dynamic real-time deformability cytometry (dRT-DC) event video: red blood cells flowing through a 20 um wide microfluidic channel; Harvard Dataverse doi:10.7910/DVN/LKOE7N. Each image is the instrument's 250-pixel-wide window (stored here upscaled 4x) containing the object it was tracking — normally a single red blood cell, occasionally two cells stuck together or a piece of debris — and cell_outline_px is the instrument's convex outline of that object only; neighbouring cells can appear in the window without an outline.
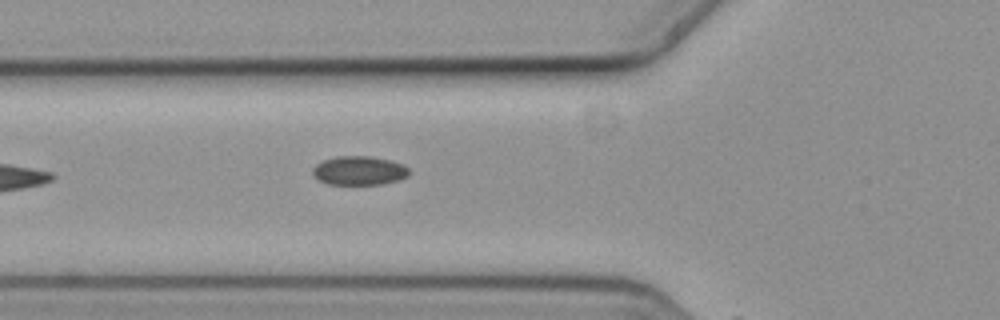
{"species": "common noctule bat (a hibernating species)", "species_latin": "Nyctalus noctula", "temperature_condition": "cold", "stored_images_in_passage": 6, "camera_frame_rate_fps": 3000, "um_per_image_px": 0.085, "animal": {"sex": "female", "body_mass_g": 19.3, "forearm_length_mm": 54.1}, "frame": {"image": 1, "passage_image": 6, "time_ms": 1.667, "image_size_px": [1000, 320], "cell_outline_px": [[408, 176], [396, 180], [380, 184], [328, 184], [320, 180], [312, 172], [312, 168], [316, 164], [324, 160], [336, 156], [372, 156], [392, 160], [404, 164], [408, 168]], "centroid_in_image_um": [30.54, 14.48], "position_along_channel_um": 95.3, "area_um2": 16.18}}